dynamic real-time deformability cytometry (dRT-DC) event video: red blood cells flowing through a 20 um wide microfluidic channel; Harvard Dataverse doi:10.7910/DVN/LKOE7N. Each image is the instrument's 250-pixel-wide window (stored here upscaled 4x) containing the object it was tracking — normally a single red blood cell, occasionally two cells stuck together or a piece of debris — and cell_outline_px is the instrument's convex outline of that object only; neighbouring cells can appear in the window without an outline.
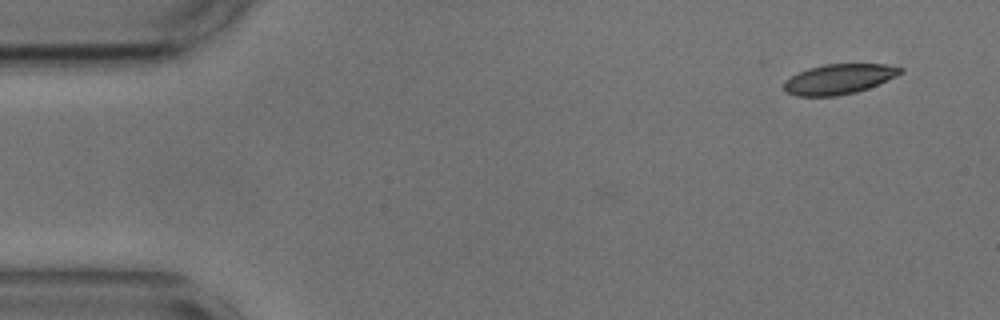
{"species": "common noctule bat (a hibernating species)", "species_latin": "Nyctalus noctula", "temperature_condition": "cold", "stored_images_in_passage": 6, "camera_frame_rate_fps": 3000, "um_per_image_px": 0.085, "animal": {"sex": "male", "body_mass_g": 17.9, "forearm_length_mm": 54.2}, "frame": {"image": 1, "passage_image": 1, "time_ms": 0.0, "image_size_px": [1000, 320], "cell_outline_px": [[904, 72], [896, 76], [868, 88], [856, 92], [836, 96], [796, 96], [784, 92], [784, 84], [792, 76], [808, 68], [824, 64], [884, 64], [904, 68]], "centroid_in_image_um": [71.32, 6.72], "position_along_channel_um": 13.7, "area_um2": 20.29}}